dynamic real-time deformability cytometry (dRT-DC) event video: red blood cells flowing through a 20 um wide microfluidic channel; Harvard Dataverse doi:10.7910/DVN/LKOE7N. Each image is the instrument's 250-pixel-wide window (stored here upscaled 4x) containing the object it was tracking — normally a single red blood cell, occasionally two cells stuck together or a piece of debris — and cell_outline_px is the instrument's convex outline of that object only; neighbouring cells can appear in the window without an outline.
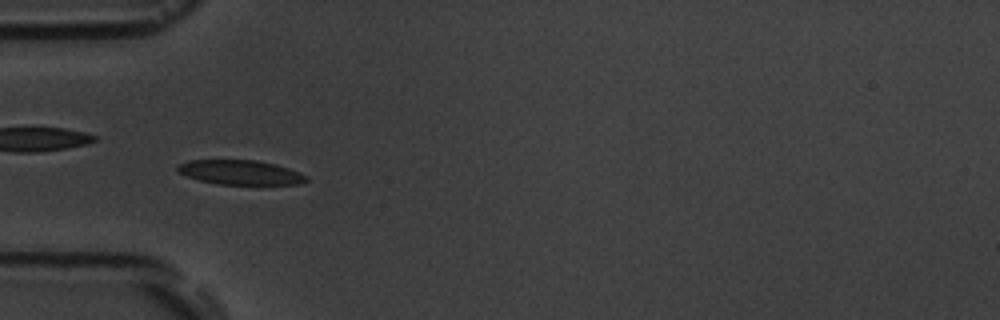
{"species": "common noctule bat (a hibernating species)", "species_latin": "Nyctalus noctula", "temperature_condition": "room temperature", "stored_images_in_passage": 5, "camera_frame_rate_fps": 3000, "um_per_image_px": 0.085, "animal": {"sex": "male", "body_mass_g": 19.5, "forearm_length_mm": 54.6}, "frame": {"image": 1, "passage_image": 4, "time_ms": 3.333, "image_size_px": [1000, 320], "cell_outline_px": [[308, 180], [300, 184], [216, 184], [200, 180], [176, 172], [176, 164], [188, 160], [256, 160], [276, 164], [300, 172], [308, 176]], "centroid_in_image_um": [20.41, 14.64], "position_along_channel_um": 64.6, "area_um2": 18.5}}